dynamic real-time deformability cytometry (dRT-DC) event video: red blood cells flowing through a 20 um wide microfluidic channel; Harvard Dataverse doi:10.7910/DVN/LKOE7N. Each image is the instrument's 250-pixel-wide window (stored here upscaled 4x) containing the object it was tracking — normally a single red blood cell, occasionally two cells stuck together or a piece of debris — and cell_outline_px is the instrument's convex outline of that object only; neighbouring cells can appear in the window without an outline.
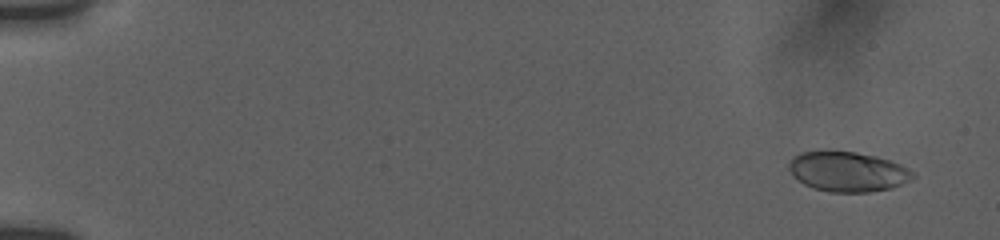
{"species": "human", "species_latin": "Homo sapiens", "temperature_condition": "room temperature", "stored_images_in_passage": 56, "camera_frame_rate_fps": 3000, "um_per_image_px": 0.085, "donor": {"sex": "female"}, "frame": {"image": 1, "passage_image": 4, "time_ms": 1.0, "image_size_px": [1000, 240], "cell_outline_px": [[916, 176], [892, 188], [868, 192], [832, 192], [812, 188], [804, 184], [788, 168], [788, 164], [792, 156], [800, 152], [828, 148], [856, 152], [876, 156], [900, 164], [912, 172]], "centroid_in_image_um": [72.0, 14.54], "position_along_channel_um": 13.0, "area_um2": 29.19}}
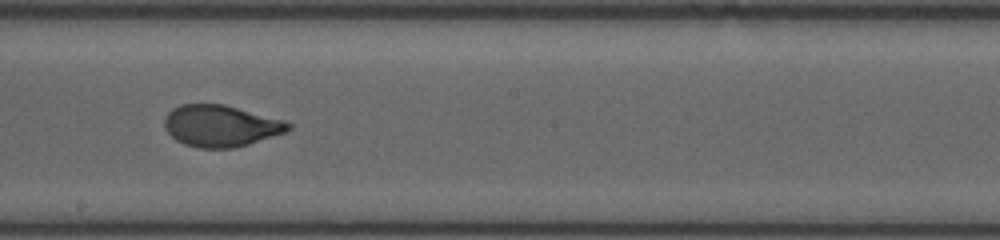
{"frame": {"image": 2, "passage_image": 34, "time_ms": 11.0, "image_size_px": [1000, 240], "cell_outline_px": [[292, 128], [284, 132], [248, 144], [232, 148], [200, 148], [184, 144], [176, 140], [164, 128], [164, 116], [172, 108], [180, 104], [224, 104], [284, 120], [292, 124]], "centroid_in_image_um": [18.73, 10.69], "position_along_channel_um": 229.5, "area_um2": 29.94}}
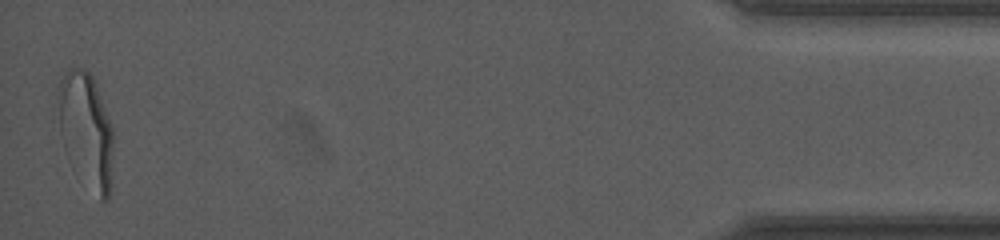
{"frame": {"image": 3, "passage_image": 56, "time_ms": 18.333, "image_size_px": [1000, 240], "cell_outline_px": [[112, 184], [108, 200], [100, 200], [60, 132], [60, 80], [68, 68], [76, 68], [88, 72], [92, 76], [96, 84], [112, 128]], "centroid_in_image_um": [7.4, 10.95], "position_along_channel_um": 427.8, "area_um2": 34.1}, "authors_computed_cell_mechanics": {"area_um2": 29.9982, "velocity_mm_per_s": 3.7674, "shape_relaxation_time_tau1_ms": 4.449, "shape_relaxation_time_tau2_ms": null, "deformation_change_tau1": 0.1755, "deformation_change_tau2": null}}